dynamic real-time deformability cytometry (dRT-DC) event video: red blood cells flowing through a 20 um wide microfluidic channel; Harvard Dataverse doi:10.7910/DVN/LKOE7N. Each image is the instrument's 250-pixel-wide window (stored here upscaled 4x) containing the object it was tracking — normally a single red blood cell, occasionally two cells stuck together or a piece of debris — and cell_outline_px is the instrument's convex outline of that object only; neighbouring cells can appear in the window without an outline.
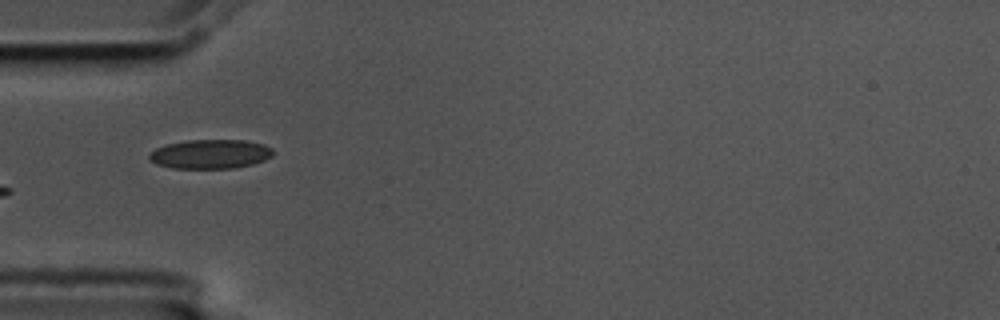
{"species": "common noctule bat (a hibernating species)", "species_latin": "Nyctalus noctula", "temperature_condition": "cold", "stored_images_in_passage": 7, "camera_frame_rate_fps": 3000, "um_per_image_px": 0.085, "animal": {"sex": "male", "body_mass_g": 17.5, "forearm_length_mm": 52.3}, "frame": {"image": 1, "passage_image": 4, "time_ms": 1.0, "image_size_px": [1000, 320], "cell_outline_px": [[272, 156], [264, 160], [252, 164], [232, 168], [172, 168], [156, 164], [148, 156], [156, 148], [164, 144], [188, 140], [248, 140], [264, 144], [272, 148]], "centroid_in_image_um": [17.89, 13.08], "position_along_channel_um": 67.1, "area_um2": 21.04}}